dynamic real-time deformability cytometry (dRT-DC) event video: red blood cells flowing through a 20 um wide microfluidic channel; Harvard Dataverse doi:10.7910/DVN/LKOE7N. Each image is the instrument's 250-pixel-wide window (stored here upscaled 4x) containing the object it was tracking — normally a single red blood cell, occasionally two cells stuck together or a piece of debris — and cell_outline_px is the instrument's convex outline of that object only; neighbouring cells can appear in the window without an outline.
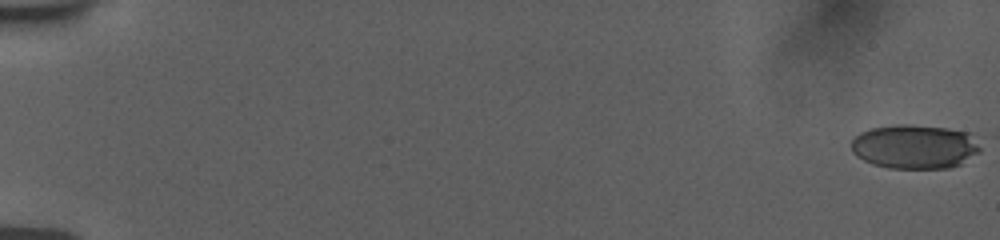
{"species": "human", "species_latin": "Homo sapiens", "temperature_condition": "room temperature", "stored_images_in_passage": 8, "camera_frame_rate_fps": 3000, "um_per_image_px": 0.085, "donor": {"sex": "female"}, "frame": {"image": 1, "passage_image": 1, "time_ms": 0.0, "image_size_px": [1000, 240], "cell_outline_px": [[980, 148], [976, 152], [956, 164], [944, 168], [892, 168], [876, 164], [860, 156], [852, 148], [852, 140], [856, 136], [872, 128], [944, 128], [964, 132]], "centroid_in_image_um": [77.71, 12.51], "position_along_channel_um": 7.3, "area_um2": 30.35}}